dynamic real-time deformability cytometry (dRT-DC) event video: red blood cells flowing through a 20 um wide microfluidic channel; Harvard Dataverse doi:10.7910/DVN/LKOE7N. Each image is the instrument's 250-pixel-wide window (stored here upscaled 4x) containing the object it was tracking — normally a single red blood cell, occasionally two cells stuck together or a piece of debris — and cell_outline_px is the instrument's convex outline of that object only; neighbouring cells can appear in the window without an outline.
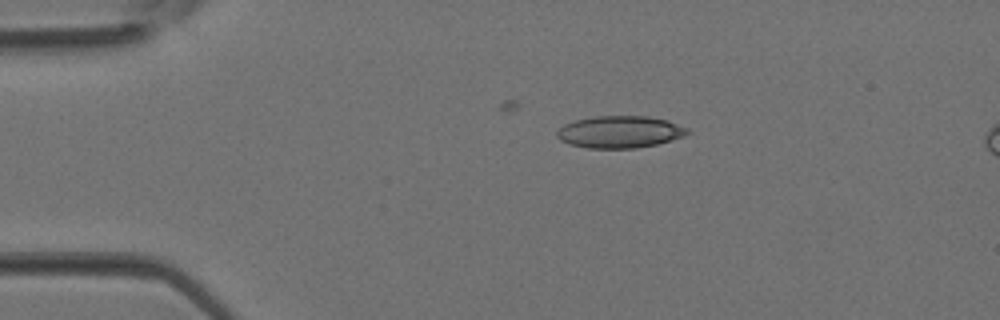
{"species": "Egyptian fruit bat (a non-hibernating species)", "species_latin": "Rousettus aegyptiacus", "temperature_condition": "room temperature", "stored_images_in_passage": 3, "camera_frame_rate_fps": 3000, "um_per_image_px": 0.085, "animal": {"sex": "female"}, "frame": {"image": 1, "passage_image": 1, "time_ms": 0.0, "image_size_px": [1000, 320], "cell_outline_px": [[692, 132], [684, 136], [656, 144], [636, 148], [588, 148], [568, 144], [560, 140], [556, 136], [556, 132], [564, 124], [576, 120], [596, 116], [648, 116], [668, 120], [688, 128]], "centroid_in_image_um": [52.69, 11.21], "position_along_channel_um": 32.3, "area_um2": 24.45}}